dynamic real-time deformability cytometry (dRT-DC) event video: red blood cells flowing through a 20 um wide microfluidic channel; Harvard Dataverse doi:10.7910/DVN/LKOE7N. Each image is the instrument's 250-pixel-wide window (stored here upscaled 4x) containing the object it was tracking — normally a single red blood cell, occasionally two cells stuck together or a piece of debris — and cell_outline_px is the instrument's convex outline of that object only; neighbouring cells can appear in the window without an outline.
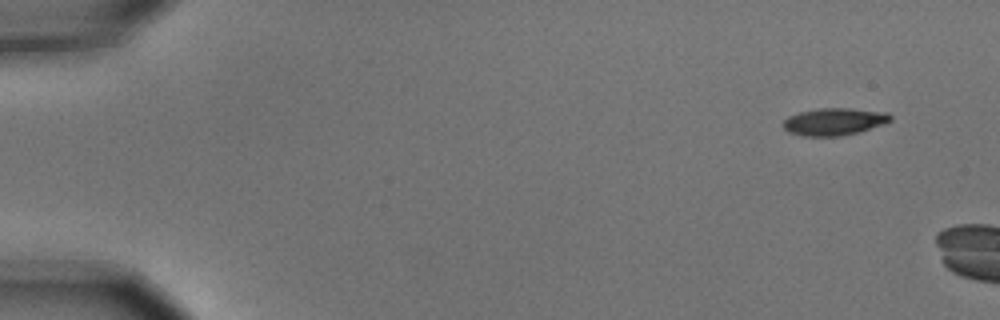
{"species": "common noctule bat (a hibernating species)", "species_latin": "Nyctalus noctula", "temperature_condition": "cold", "stored_images_in_passage": 7, "segment_of_instrument_passage": [2, 2], "camera_frame_rate_fps": 3000, "um_per_image_px": 0.085, "animal": {"sex": "male", "body_mass_g": 15.6}, "frame": {"image": 1, "passage_image": 7, "time_ms": 2.0, "image_size_px": [1000, 320], "cell_outline_px": [[892, 120], [884, 124], [860, 132], [840, 136], [804, 136], [788, 132], [784, 128], [784, 120], [788, 116], [800, 112], [820, 108], [852, 108], [888, 112], [892, 116]], "centroid_in_image_um": [70.95, 10.33], "position_along_channel_um": 14.1, "area_um2": 17.17}}